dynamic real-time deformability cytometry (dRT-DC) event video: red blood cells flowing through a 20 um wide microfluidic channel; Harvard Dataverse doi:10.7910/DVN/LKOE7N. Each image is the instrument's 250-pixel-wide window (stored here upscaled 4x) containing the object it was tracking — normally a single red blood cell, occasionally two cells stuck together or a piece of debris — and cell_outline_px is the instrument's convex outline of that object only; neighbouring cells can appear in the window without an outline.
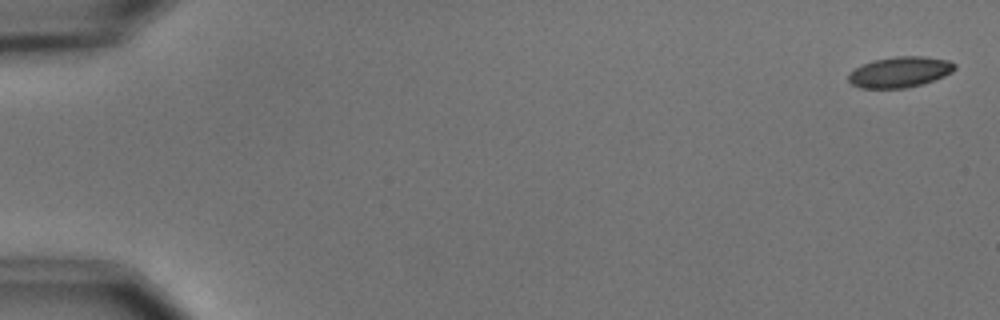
{"species": "common noctule bat (a hibernating species)", "species_latin": "Nyctalus noctula", "temperature_condition": "cold", "stored_images_in_passage": 5, "camera_frame_rate_fps": 3000, "um_per_image_px": 0.085, "animal": {"sex": "male", "body_mass_g": 15.6}, "frame": {"image": 1, "passage_image": 1, "time_ms": 0.0, "image_size_px": [1000, 320], "cell_outline_px": [[956, 68], [952, 72], [944, 76], [920, 84], [904, 88], [860, 88], [852, 84], [848, 80], [848, 72], [872, 60], [896, 56], [924, 56], [948, 60], [956, 64]], "centroid_in_image_um": [76.48, 6.11], "position_along_channel_um": 8.5, "area_um2": 18.96}}
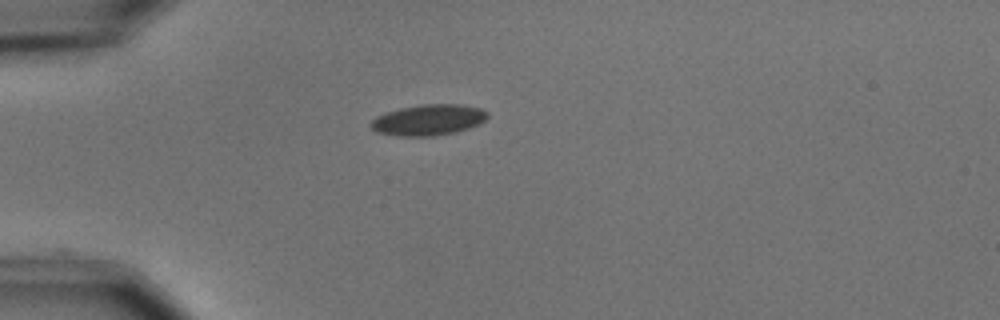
{"frame": {"image": 2, "passage_image": 5, "time_ms": 4.667, "image_size_px": [1000, 320], "cell_outline_px": [[488, 116], [480, 124], [456, 132], [432, 136], [400, 136], [376, 132], [372, 128], [372, 120], [376, 116], [384, 112], [400, 108], [420, 104], [460, 104], [480, 108], [488, 112]], "centroid_in_image_um": [36.42, 10.18], "position_along_channel_um": 48.6, "area_um2": 21.04}}